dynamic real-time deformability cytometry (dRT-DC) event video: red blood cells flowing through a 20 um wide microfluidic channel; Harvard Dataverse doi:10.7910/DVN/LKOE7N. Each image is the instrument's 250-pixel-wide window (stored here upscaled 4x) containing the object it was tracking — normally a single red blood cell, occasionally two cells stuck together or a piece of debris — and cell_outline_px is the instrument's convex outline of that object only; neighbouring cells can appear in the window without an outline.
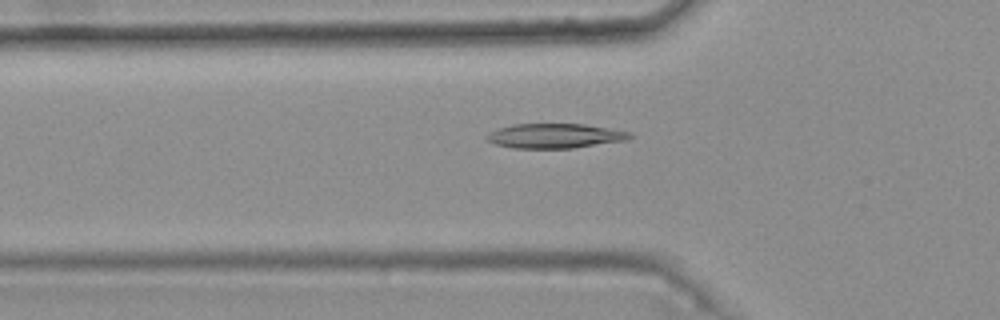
{"species": "common noctule bat (a hibernating species)", "species_latin": "Nyctalus noctula", "temperature_condition": "warm", "stored_images_in_passage": 33, "camera_frame_rate_fps": 3000, "um_per_image_px": 0.085, "animal": {"sex": "female", "body_mass_g": 25.1}, "frame": {"image": 1, "passage_image": 2, "time_ms": 0.333, "image_size_px": [1000, 320], "cell_outline_px": [[636, 136], [628, 140], [572, 148], [512, 148], [496, 144], [488, 140], [484, 136], [488, 132], [512, 124], [584, 124], [632, 132]], "centroid_in_image_um": [47.2, 11.55], "position_along_channel_um": 78.6, "area_um2": 20.63}}
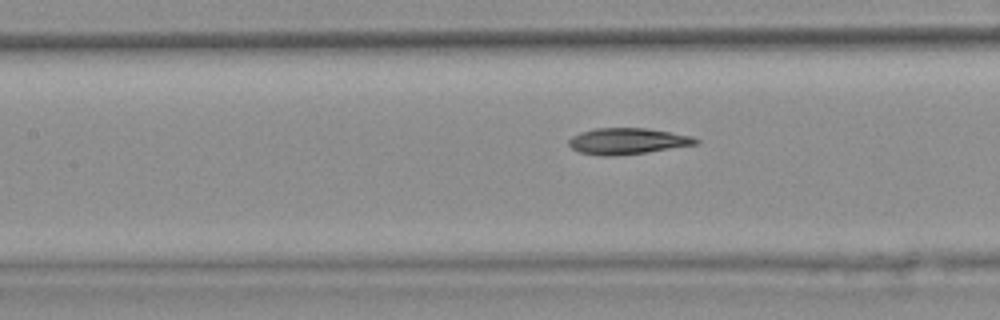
{"frame": {"image": 2, "passage_image": 8, "time_ms": 2.333, "image_size_px": [1000, 320], "cell_outline_px": [[700, 144], [648, 152], [616, 156], [600, 156], [580, 152], [572, 148], [568, 144], [568, 140], [572, 136], [580, 132], [596, 128], [648, 128], [692, 136], [700, 140]], "centroid_in_image_um": [53.35, 12.0], "position_along_channel_um": 154.0, "area_um2": 19.59}}
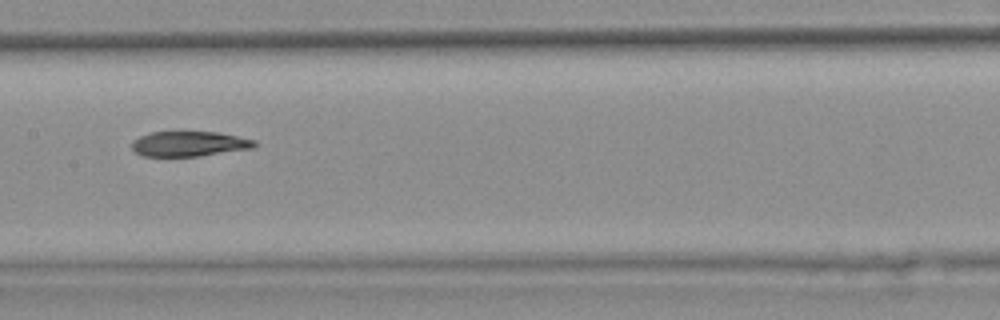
{"frame": {"image": 3, "passage_image": 11, "time_ms": 3.333, "image_size_px": [1000, 320], "cell_outline_px": [[256, 144], [252, 148], [200, 156], [144, 156], [136, 152], [132, 148], [132, 140], [148, 132], [220, 132], [256, 140]], "centroid_in_image_um": [16.08, 12.22], "position_along_channel_um": 191.3, "area_um2": 17.92}, "authors_computed_cell_mechanics": {"area_um2": 19.4208, "velocity_mm_per_s": 3.7475, "shape_relaxation_time_tau1_ms": null, "shape_relaxation_time_tau2_ms": 6.3755, "deformation_change_tau1": null, "deformation_change_tau2": 0.1319}}